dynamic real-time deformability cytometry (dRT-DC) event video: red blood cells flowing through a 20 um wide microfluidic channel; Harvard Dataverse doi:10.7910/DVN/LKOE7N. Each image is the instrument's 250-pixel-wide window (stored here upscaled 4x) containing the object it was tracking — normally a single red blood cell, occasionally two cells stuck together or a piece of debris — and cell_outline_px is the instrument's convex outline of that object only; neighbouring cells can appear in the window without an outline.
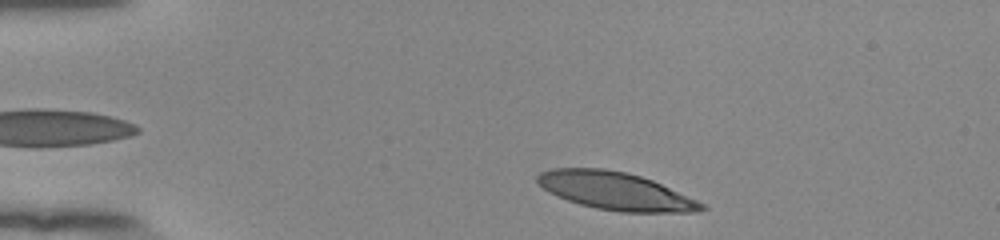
{"species": "human", "species_latin": "Homo sapiens", "temperature_condition": "room temperature", "stored_images_in_passage": 39, "camera_frame_rate_fps": 3000, "um_per_image_px": 0.085, "donor": {"sex": "female"}, "frame": {"image": 1, "passage_image": 2, "time_ms": 0.333, "image_size_px": [1000, 240], "cell_outline_px": [[708, 208], [696, 212], [620, 212], [596, 208], [580, 204], [556, 196], [548, 192], [536, 180], [536, 176], [540, 172], [552, 168], [604, 168], [628, 172], [652, 180], [696, 200], [704, 204]], "centroid_in_image_um": [52.29, 16.23], "position_along_channel_um": 32.7, "area_um2": 35.95}}
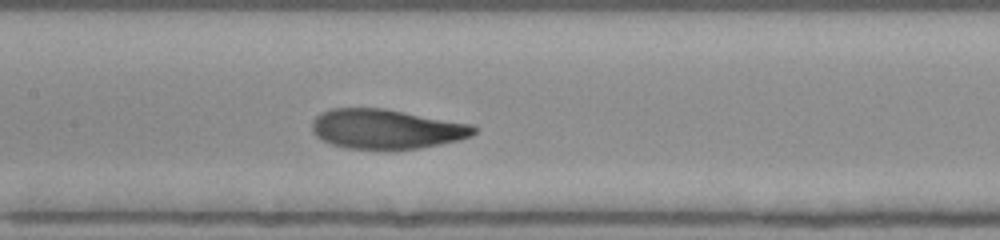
{"frame": {"image": 2, "passage_image": 18, "time_ms": 5.667, "image_size_px": [1000, 240], "cell_outline_px": [[476, 132], [472, 136], [460, 140], [420, 148], [348, 148], [332, 144], [316, 136], [312, 132], [312, 120], [320, 112], [332, 108], [384, 108], [472, 124], [476, 128]], "centroid_in_image_um": [32.84, 10.95], "position_along_channel_um": 174.6, "area_um2": 37.17}}
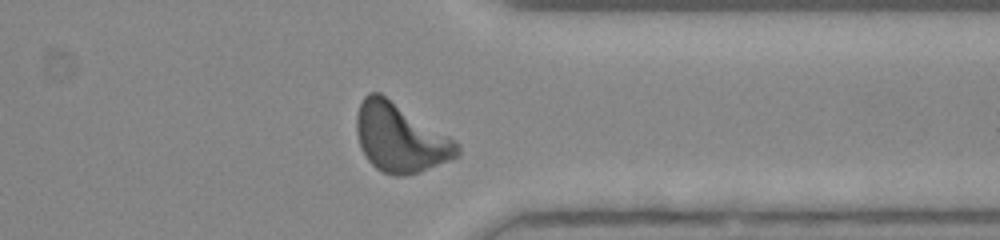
{"frame": {"image": 3, "passage_image": 34, "time_ms": 11.0, "image_size_px": [1000, 240], "cell_outline_px": [[460, 156], [420, 172], [404, 176], [396, 176], [384, 172], [376, 168], [368, 160], [360, 148], [356, 132], [356, 116], [360, 104], [364, 96], [368, 92], [380, 92], [456, 140], [460, 144]], "centroid_in_image_um": [34.02, 11.72], "position_along_channel_um": 377.4, "area_um2": 40.46}, "authors_computed_cell_mechanics": {"area_um2": 37.7434, "velocity_mm_per_s": 3.8475, "shape_relaxation_time_tau1_ms": 3.0024, "shape_relaxation_time_tau2_ms": 1.1964, "deformation_change_tau1": 0.1787, "deformation_change_tau2": 0.0806}}